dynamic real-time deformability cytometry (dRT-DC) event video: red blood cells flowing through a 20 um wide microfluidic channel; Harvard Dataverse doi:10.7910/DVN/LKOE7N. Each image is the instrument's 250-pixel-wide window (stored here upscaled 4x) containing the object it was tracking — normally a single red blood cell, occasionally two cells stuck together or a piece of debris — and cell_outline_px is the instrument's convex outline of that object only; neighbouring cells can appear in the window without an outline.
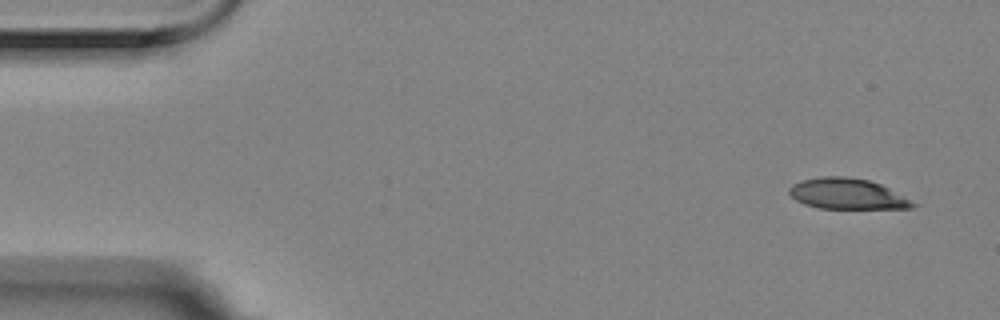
{"species": "Egyptian fruit bat (a non-hibernating species)", "species_latin": "Rousettus aegyptiacus", "temperature_condition": "room temperature", "stored_images_in_passage": 6, "camera_frame_rate_fps": 3000, "um_per_image_px": 0.085, "animal": {"sex": "female"}, "frame": {"image": 1, "passage_image": 1, "time_ms": 0.0, "image_size_px": [1000, 320], "cell_outline_px": [[920, 204], [912, 208], [820, 208], [804, 204], [796, 200], [788, 192], [788, 188], [792, 184], [804, 180], [820, 176], [844, 176], [868, 180], [880, 184]], "centroid_in_image_um": [72.02, 16.48], "position_along_channel_um": 13.0, "area_um2": 22.02}}
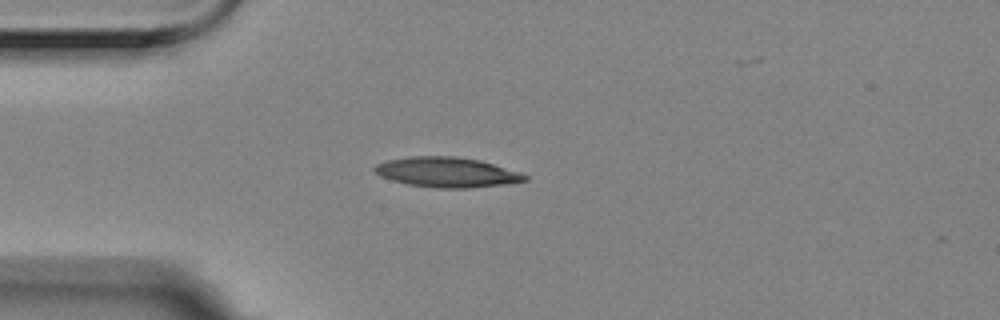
{"frame": {"image": 2, "passage_image": 4, "time_ms": 1.0, "image_size_px": [1000, 320], "cell_outline_px": [[528, 180], [508, 184], [468, 188], [432, 188], [408, 184], [392, 180], [380, 176], [372, 168], [376, 164], [388, 160], [412, 156], [456, 156], [480, 160], [520, 172], [528, 176]], "centroid_in_image_um": [38.0, 14.64], "position_along_channel_um": 47.0, "area_um2": 26.36}}
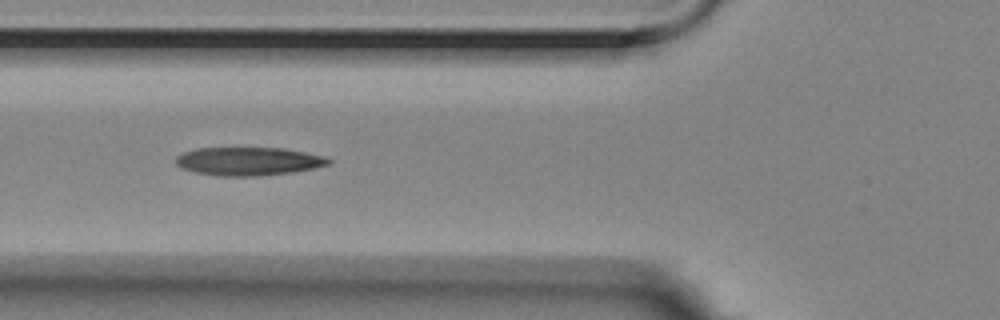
{"frame": {"image": 3, "passage_image": 6, "time_ms": 1.667, "image_size_px": [1000, 320], "cell_outline_px": [[332, 164], [292, 172], [252, 176], [216, 176], [196, 172], [184, 168], [176, 164], [176, 156], [184, 152], [196, 148], [284, 148], [324, 156], [332, 160]], "centroid_in_image_um": [21.13, 13.7], "position_along_channel_um": 104.7, "area_um2": 25.03}}